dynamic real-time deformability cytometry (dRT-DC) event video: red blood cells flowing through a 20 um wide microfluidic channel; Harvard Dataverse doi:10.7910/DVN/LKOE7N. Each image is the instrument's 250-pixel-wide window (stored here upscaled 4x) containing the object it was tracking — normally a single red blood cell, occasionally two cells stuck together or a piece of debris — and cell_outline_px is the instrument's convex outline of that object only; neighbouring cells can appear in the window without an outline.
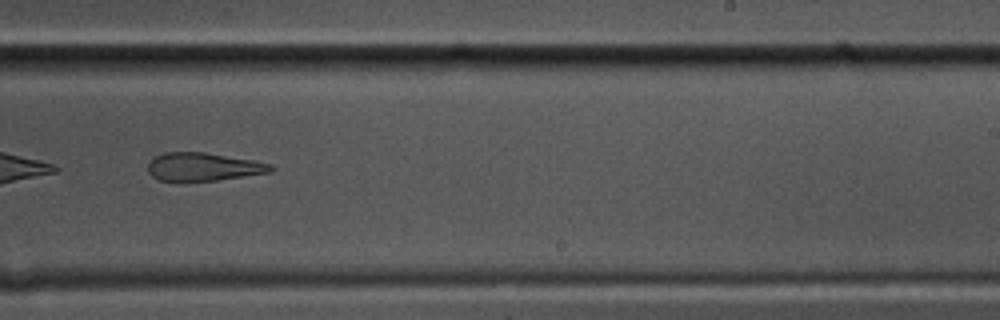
{"species": "common noctule bat (a hibernating species)", "species_latin": "Nyctalus noctula", "temperature_condition": "cold", "stored_images_in_passage": 41, "camera_frame_rate_fps": 3000, "um_per_image_px": 0.085, "animal": {"sex": "male", "body_mass_g": 17.5, "forearm_length_mm": 52.3}, "frame": {"image": 1, "passage_image": 34, "time_ms": 11.0, "image_size_px": [1000, 320], "cell_outline_px": [[276, 168], [272, 172], [216, 180], [184, 184], [160, 180], [152, 176], [148, 172], [148, 160], [164, 152], [204, 152], [252, 160], [272, 164]], "centroid_in_image_um": [17.23, 14.21], "position_along_channel_um": 271.8, "area_um2": 20.81}}